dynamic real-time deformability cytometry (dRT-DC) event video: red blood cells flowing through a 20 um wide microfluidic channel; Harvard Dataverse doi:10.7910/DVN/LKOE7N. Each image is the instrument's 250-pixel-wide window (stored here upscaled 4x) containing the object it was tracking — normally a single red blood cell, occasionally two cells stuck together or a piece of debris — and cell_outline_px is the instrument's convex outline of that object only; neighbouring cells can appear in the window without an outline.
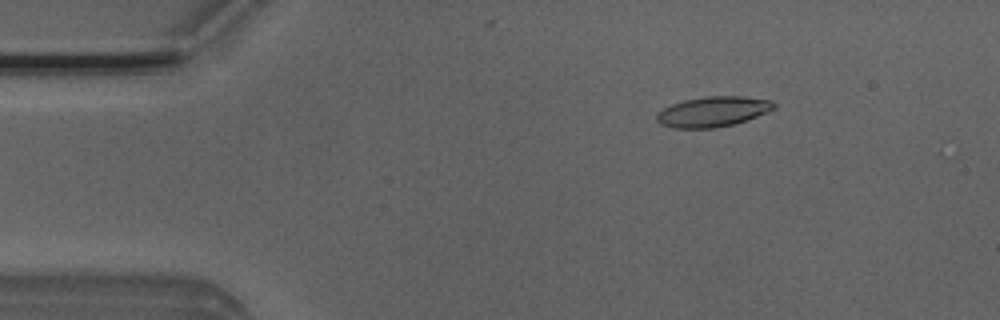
{"species": "Egyptian fruit bat (a non-hibernating species)", "species_latin": "Rousettus aegyptiacus", "temperature_condition": "room temperature", "stored_images_in_passage": 45, "camera_frame_rate_fps": 3000, "um_per_image_px": 0.085, "animal": {"sex": "male"}, "frame": {"image": 1, "passage_image": 7, "time_ms": 2.0, "image_size_px": [1000, 320], "cell_outline_px": [[776, 108], [768, 112], [736, 124], [716, 128], [672, 128], [660, 124], [656, 120], [656, 112], [672, 104], [684, 100], [704, 96], [740, 96], [768, 100], [776, 104]], "centroid_in_image_um": [60.57, 9.5], "position_along_channel_um": 24.4, "area_um2": 20.81}}
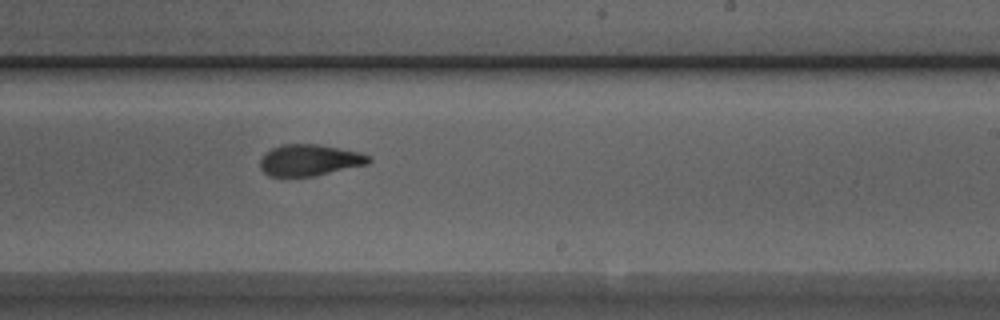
{"frame": {"image": 2, "passage_image": 30, "time_ms": 9.667, "image_size_px": [1000, 320], "cell_outline_px": [[372, 160], [368, 164], [312, 176], [268, 176], [260, 168], [260, 160], [272, 148], [280, 144], [316, 144], [360, 152], [372, 156]], "centroid_in_image_um": [26.33, 13.61], "position_along_channel_um": 262.7, "area_um2": 19.71}}
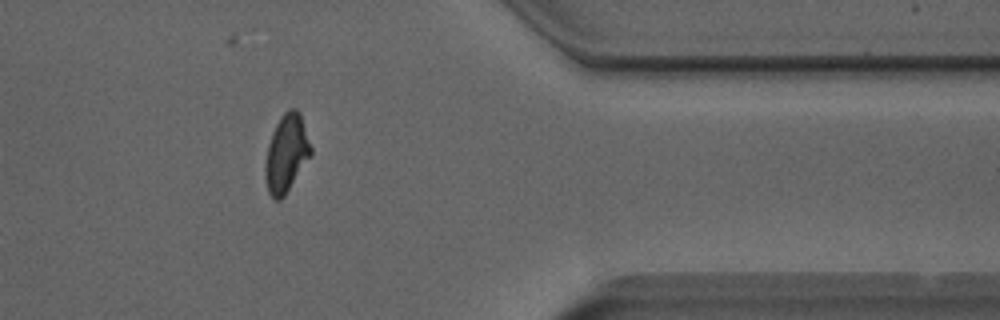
{"frame": {"image": 3, "passage_image": 41, "time_ms": 13.333, "image_size_px": [1000, 320], "cell_outline_px": [[312, 156], [284, 196], [280, 200], [276, 200], [268, 192], [264, 176], [264, 168], [268, 144], [272, 132], [280, 116], [288, 108], [296, 108], [300, 112], [312, 148]], "centroid_in_image_um": [24.35, 13.03], "position_along_channel_um": 387.0, "area_um2": 20.92}}